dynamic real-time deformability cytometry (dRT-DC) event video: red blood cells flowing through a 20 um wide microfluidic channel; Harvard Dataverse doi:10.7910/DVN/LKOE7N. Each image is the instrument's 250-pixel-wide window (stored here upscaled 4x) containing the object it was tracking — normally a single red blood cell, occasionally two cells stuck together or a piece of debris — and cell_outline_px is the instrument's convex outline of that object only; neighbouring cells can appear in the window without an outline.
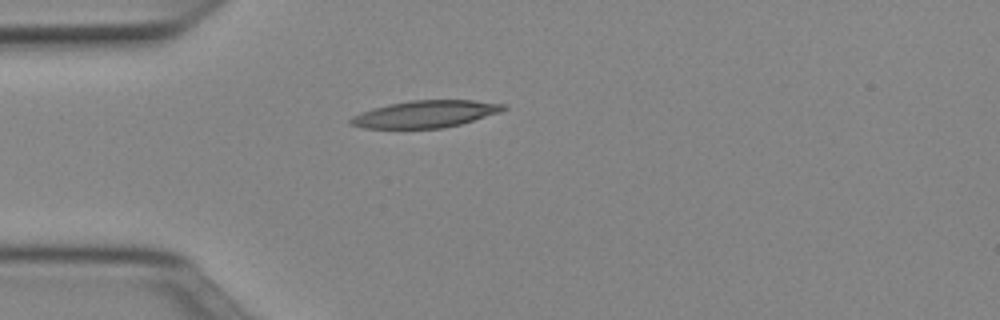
{"species": "Egyptian fruit bat (a non-hibernating species)", "species_latin": "Rousettus aegyptiacus", "temperature_condition": "cold", "stored_images_in_passage": 38, "camera_frame_rate_fps": 3000, "um_per_image_px": 0.085, "animal": {"sex": "female"}, "frame": {"image": 1, "passage_image": 1, "time_ms": 0.0, "image_size_px": [1000, 320], "cell_outline_px": [[508, 108], [500, 112], [460, 124], [440, 128], [364, 128], [348, 124], [348, 120], [352, 116], [360, 112], [372, 108], [388, 104], [412, 100], [472, 100], [508, 104]], "centroid_in_image_um": [36.14, 9.68], "position_along_channel_um": 48.9, "area_um2": 24.16}}
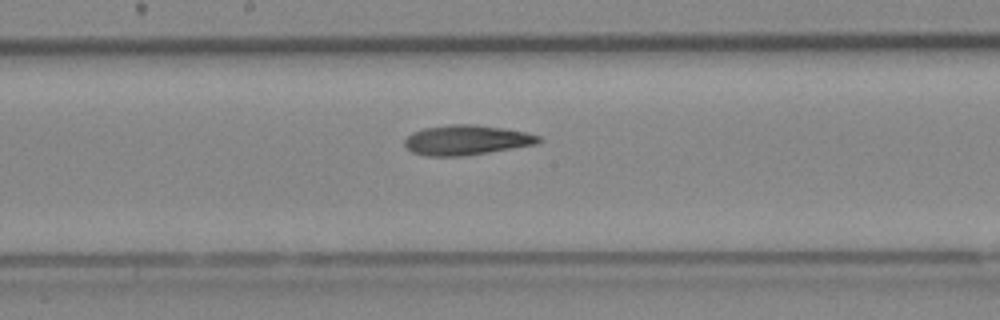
{"frame": {"image": 2, "passage_image": 14, "time_ms": 4.333, "image_size_px": [1000, 320], "cell_outline_px": [[540, 140], [536, 144], [464, 156], [428, 156], [412, 152], [404, 144], [404, 140], [412, 132], [424, 128], [448, 124], [476, 124], [504, 128], [524, 132], [540, 136]], "centroid_in_image_um": [39.61, 11.89], "position_along_channel_um": 208.6, "area_um2": 23.24}}
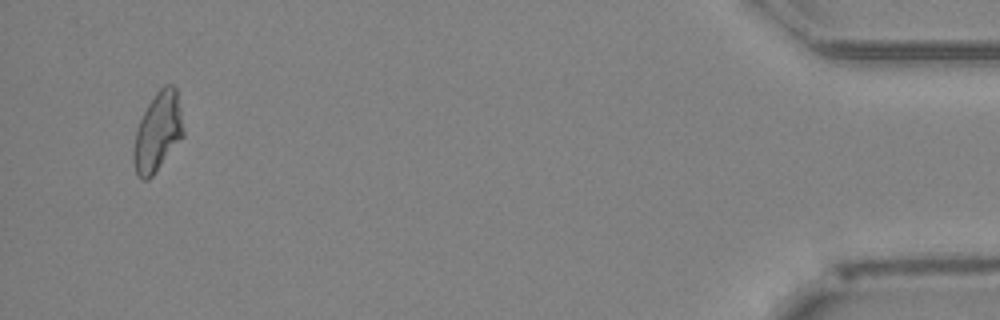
{"frame": {"image": 3, "passage_image": 36, "time_ms": 11.667, "image_size_px": [1000, 320], "cell_outline_px": [[184, 136], [152, 176], [148, 180], [140, 180], [136, 176], [132, 160], [132, 152], [136, 132], [140, 120], [148, 104], [156, 92], [164, 84], [172, 84], [176, 88], [180, 108], [184, 132]], "centroid_in_image_um": [13.39, 11.25], "position_along_channel_um": 421.8, "area_um2": 23.0}, "authors_computed_cell_mechanics": {"area_um2": 23.0044, "velocity_mm_per_s": 3.99, "shape_relaxation_time_tau1_ms": 8.9816, "shape_relaxation_time_tau2_ms": 10.3149, "deformation_change_tau1": 0.2443, "deformation_change_tau2": 0.2441}}